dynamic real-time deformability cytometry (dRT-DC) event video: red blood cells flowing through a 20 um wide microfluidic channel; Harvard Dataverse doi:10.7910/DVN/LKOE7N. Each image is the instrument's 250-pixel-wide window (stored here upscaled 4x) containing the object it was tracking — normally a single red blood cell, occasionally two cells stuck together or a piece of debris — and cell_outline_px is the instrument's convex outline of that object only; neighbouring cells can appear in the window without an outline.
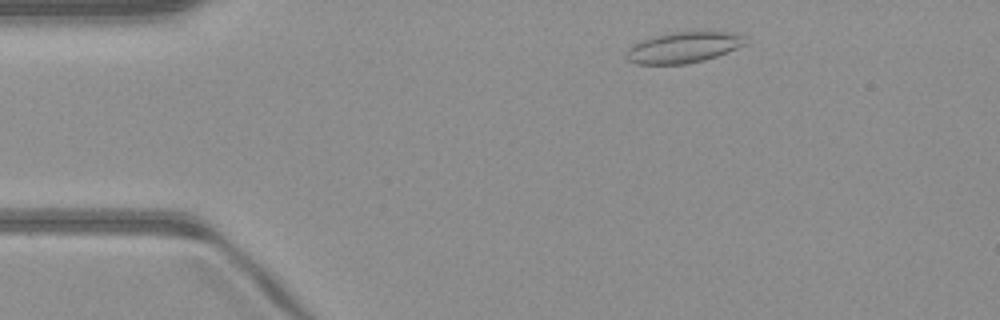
{"species": "common noctule bat (a hibernating species)", "species_latin": "Nyctalus noctula", "temperature_condition": "warm", "stored_images_in_passage": 46, "camera_frame_rate_fps": 3000, "um_per_image_px": 0.085, "animal": {"sex": "male", "body_mass_g": 23.1, "forearm_length_mm": 52.7}, "frame": {"image": 1, "passage_image": 4, "time_ms": 1.0, "image_size_px": [1000, 320], "cell_outline_px": [[744, 44], [736, 48], [716, 56], [704, 60], [684, 64], [636, 64], [628, 60], [624, 56], [628, 48], [632, 44], [640, 40], [664, 32], [708, 28], [732, 32], [744, 36]], "centroid_in_image_um": [58.07, 3.96], "position_along_channel_um": 26.9, "area_um2": 22.43}}
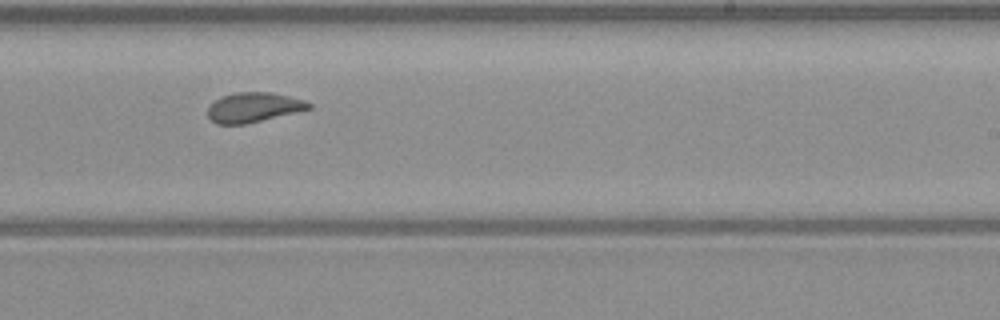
{"frame": {"image": 2, "passage_image": 26, "time_ms": 8.333, "image_size_px": [1000, 320], "cell_outline_px": [[312, 108], [300, 112], [244, 124], [216, 124], [208, 116], [208, 108], [220, 96], [236, 92], [272, 92], [304, 100], [312, 104]], "centroid_in_image_um": [21.59, 9.12], "position_along_channel_um": 267.4, "area_um2": 17.57}}
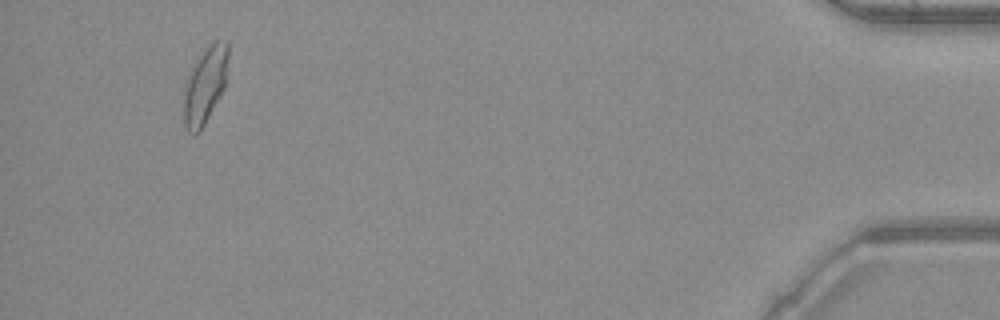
{"frame": {"image": 3, "passage_image": 43, "time_ms": 14.0, "image_size_px": [1000, 320], "cell_outline_px": [[228, 56], [224, 88], [200, 132], [196, 136], [192, 136], [184, 128], [184, 84], [192, 68], [208, 40], [224, 40], [228, 44]], "centroid_in_image_um": [17.41, 7.23], "position_along_channel_um": 417.8, "area_um2": 20.11}, "authors_computed_cell_mechanics": {"area_um2": 18.7561, "velocity_mm_per_s": 4.0806, "shape_relaxation_time_tau1_ms": null, "shape_relaxation_time_tau2_ms": 1.1431, "deformation_change_tau1": null, "deformation_change_tau2": 0.0664}}